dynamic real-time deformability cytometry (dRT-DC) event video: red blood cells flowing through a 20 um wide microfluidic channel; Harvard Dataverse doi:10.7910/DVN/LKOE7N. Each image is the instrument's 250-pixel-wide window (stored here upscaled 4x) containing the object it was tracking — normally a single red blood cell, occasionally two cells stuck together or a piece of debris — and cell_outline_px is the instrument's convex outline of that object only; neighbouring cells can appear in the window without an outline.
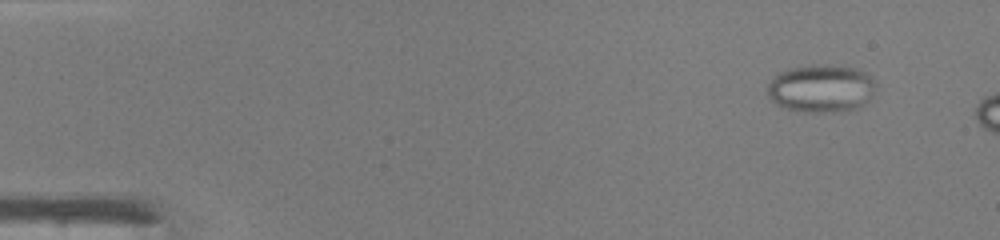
{"species": "common noctule bat (a hibernating species)", "species_latin": "Nyctalus noctula", "temperature_condition": "warm", "stored_images_in_passage": 10, "camera_frame_rate_fps": 3000, "um_per_image_px": 0.085, "animal": {"sex": "male", "body_mass_g": 19.0, "forearm_length_mm": 50.8}, "frame": {"image": 1, "passage_image": 4, "time_ms": 1.0, "image_size_px": [1000, 240], "cell_outline_px": [[876, 84], [868, 100], [864, 104], [848, 112], [804, 112], [788, 108], [776, 104], [768, 96], [768, 84], [772, 76], [780, 72], [792, 68], [812, 64], [832, 64], [856, 68], [868, 72], [872, 76]], "centroid_in_image_um": [69.82, 7.5], "position_along_channel_um": 15.2, "area_um2": 30.63}}